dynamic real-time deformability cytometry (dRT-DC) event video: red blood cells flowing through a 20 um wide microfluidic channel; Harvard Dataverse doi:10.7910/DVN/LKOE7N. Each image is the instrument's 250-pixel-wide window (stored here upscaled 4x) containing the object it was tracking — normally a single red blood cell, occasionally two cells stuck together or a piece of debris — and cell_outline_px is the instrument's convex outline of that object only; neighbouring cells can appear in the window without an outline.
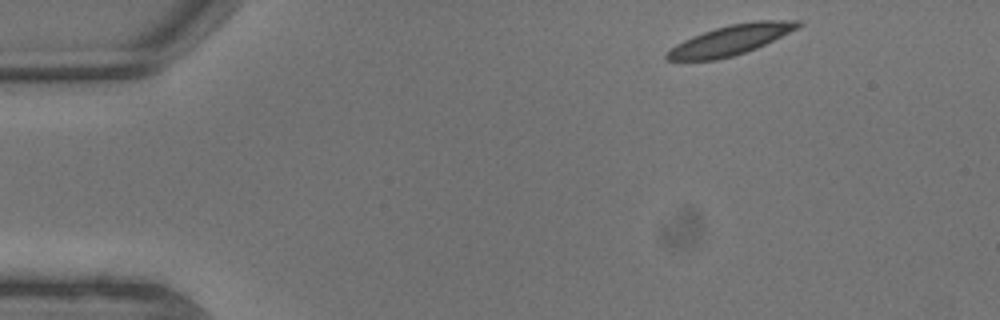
{"species": "common noctule bat (a hibernating species)", "species_latin": "Nyctalus noctula", "temperature_condition": "warm", "stored_images_in_passage": 8, "camera_frame_rate_fps": 3000, "um_per_image_px": 0.085, "animal": {"sex": "male", "body_mass_g": 13.3}, "frame": {"image": 1, "passage_image": 1, "time_ms": 0.0, "image_size_px": [1000, 320], "cell_outline_px": [[804, 24], [756, 48], [732, 56], [716, 60], [668, 60], [664, 56], [676, 44], [684, 40], [704, 32], [716, 28], [732, 24], [760, 20], [800, 20]], "centroid_in_image_um": [62.1, 3.4], "position_along_channel_um": 22.9, "area_um2": 22.25}}
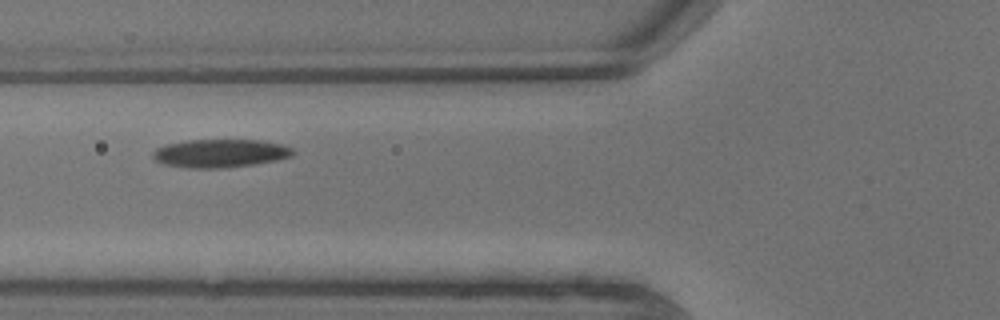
{"frame": {"image": 2, "passage_image": 6, "time_ms": 1.667, "image_size_px": [1000, 320], "cell_outline_px": [[296, 152], [292, 156], [276, 160], [252, 164], [224, 168], [188, 168], [164, 164], [156, 160], [152, 156], [152, 152], [156, 148], [168, 144], [188, 140], [256, 140], [280, 144], [292, 148]], "centroid_in_image_um": [18.7, 13.03], "position_along_channel_um": 107.1, "area_um2": 22.89}}
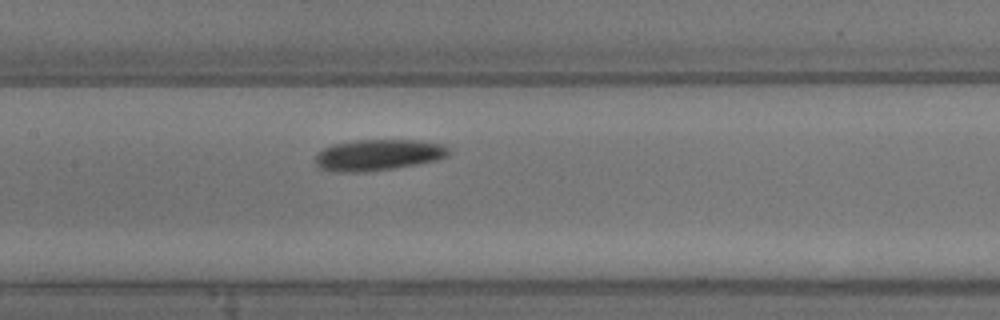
{"frame": {"image": 3, "passage_image": 8, "time_ms": 2.333, "image_size_px": [1000, 320], "cell_outline_px": [[448, 156], [436, 160], [416, 164], [392, 168], [364, 172], [336, 172], [320, 168], [316, 164], [316, 156], [324, 148], [332, 144], [352, 140], [416, 140], [444, 144], [448, 148]], "centroid_in_image_um": [32.13, 13.16], "position_along_channel_um": 175.3, "area_um2": 24.1}}